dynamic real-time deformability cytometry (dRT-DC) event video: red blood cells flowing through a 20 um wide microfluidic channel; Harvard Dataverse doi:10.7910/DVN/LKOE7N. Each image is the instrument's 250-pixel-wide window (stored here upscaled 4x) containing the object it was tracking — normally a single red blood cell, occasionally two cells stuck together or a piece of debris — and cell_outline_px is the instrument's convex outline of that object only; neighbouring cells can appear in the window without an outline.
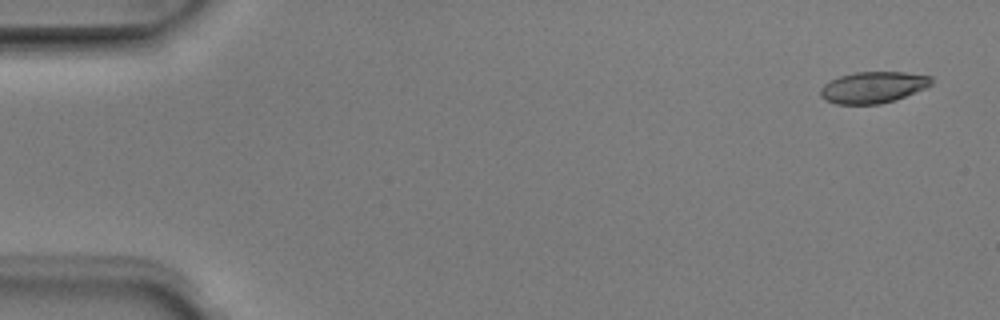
{"species": "Egyptian fruit bat (a non-hibernating species)", "species_latin": "Rousettus aegyptiacus", "temperature_condition": "room temperature", "stored_images_in_passage": 5, "camera_frame_rate_fps": 3000, "um_per_image_px": 0.085, "animal": {"sex": "male"}, "frame": {"image": 1, "passage_image": 1, "time_ms": 0.0, "image_size_px": [1000, 320], "cell_outline_px": [[932, 84], [928, 88], [896, 100], [880, 104], [836, 104], [824, 100], [820, 96], [820, 88], [824, 84], [840, 76], [856, 72], [904, 72], [932, 76]], "centroid_in_image_um": [74.24, 7.43], "position_along_channel_um": 10.8, "area_um2": 20.52}}
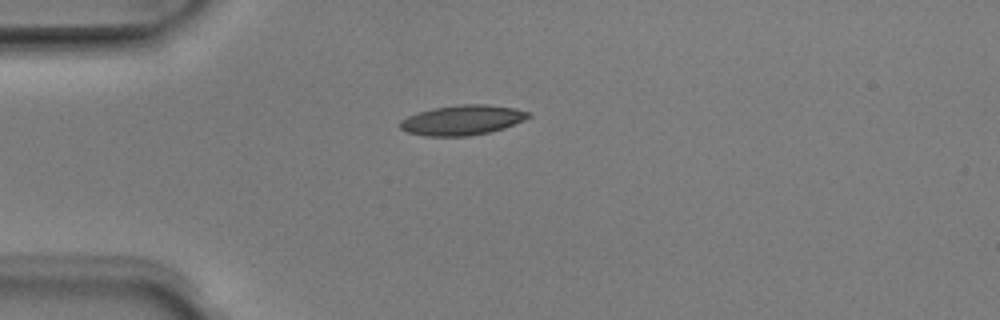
{"frame": {"image": 2, "passage_image": 4, "time_ms": 1.0, "image_size_px": [1000, 320], "cell_outline_px": [[532, 116], [524, 120], [504, 128], [488, 132], [468, 136], [424, 136], [408, 132], [400, 128], [400, 120], [408, 116], [432, 108], [460, 104], [488, 104], [516, 108], [532, 112]], "centroid_in_image_um": [39.34, 10.2], "position_along_channel_um": 45.7, "area_um2": 22.48}}